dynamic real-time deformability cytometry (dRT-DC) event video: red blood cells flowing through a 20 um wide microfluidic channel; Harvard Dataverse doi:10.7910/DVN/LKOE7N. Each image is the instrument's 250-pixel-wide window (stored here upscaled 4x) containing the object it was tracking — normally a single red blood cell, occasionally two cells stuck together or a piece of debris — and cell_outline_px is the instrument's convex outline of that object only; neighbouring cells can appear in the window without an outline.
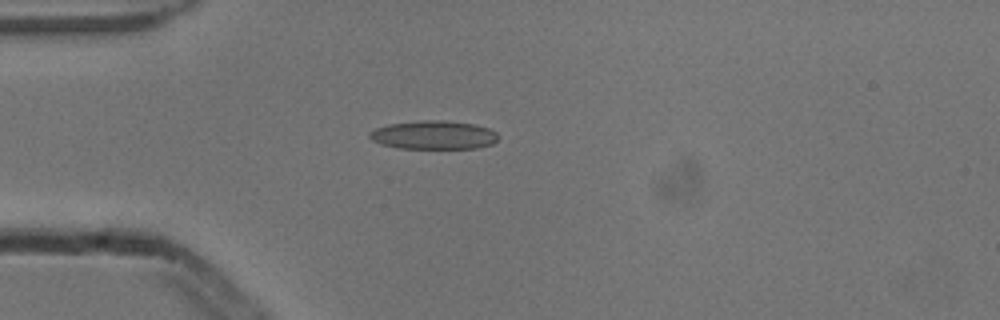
{"species": "common noctule bat (a hibernating species)", "species_latin": "Nyctalus noctula", "temperature_condition": "cold", "stored_images_in_passage": 6, "camera_frame_rate_fps": 3000, "um_per_image_px": 0.085, "animal": {"sex": "male", "body_mass_g": 13.3}, "frame": {"image": 1, "passage_image": 5, "time_ms": 1.333, "image_size_px": [1000, 320], "cell_outline_px": [[500, 136], [492, 144], [476, 148], [396, 148], [380, 144], [372, 140], [368, 136], [368, 132], [376, 128], [388, 124], [420, 120], [444, 120], [476, 124], [488, 128], [496, 132]], "centroid_in_image_um": [36.85, 11.47], "position_along_channel_um": 48.2, "area_um2": 21.62}}